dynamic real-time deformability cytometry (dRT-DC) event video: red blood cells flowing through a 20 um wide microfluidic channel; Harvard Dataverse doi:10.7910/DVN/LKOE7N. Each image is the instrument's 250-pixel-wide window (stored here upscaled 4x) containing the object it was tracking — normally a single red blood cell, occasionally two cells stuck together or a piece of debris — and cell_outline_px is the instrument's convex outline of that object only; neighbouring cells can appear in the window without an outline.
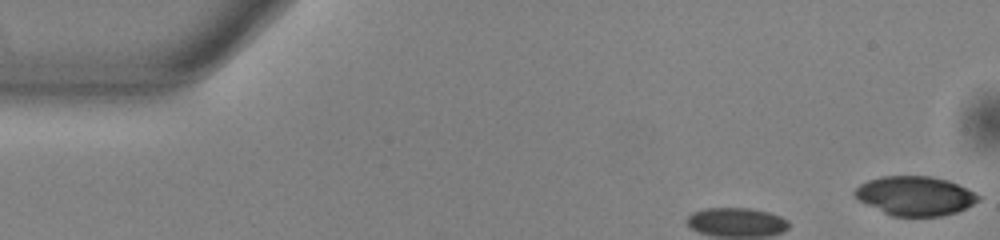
{"species": "common noctule bat (a hibernating species)", "species_latin": "Nyctalus noctula", "temperature_condition": "warm", "stored_images_in_passage": 40, "camera_frame_rate_fps": 3000, "um_per_image_px": 0.085, "animal": {"sex": "male", "body_mass_g": 13.0, "forearm_length_mm": 53.1}, "frame": {"image": 1, "passage_image": 1, "time_ms": 0.0, "image_size_px": [1000, 240], "cell_outline_px": [[980, 200], [956, 212], [940, 216], [892, 216], [860, 200], [852, 192], [860, 184], [868, 180], [880, 176], [932, 176], [948, 180], [980, 196]], "centroid_in_image_um": [77.77, 16.63], "position_along_channel_um": 7.2, "area_um2": 27.8}}
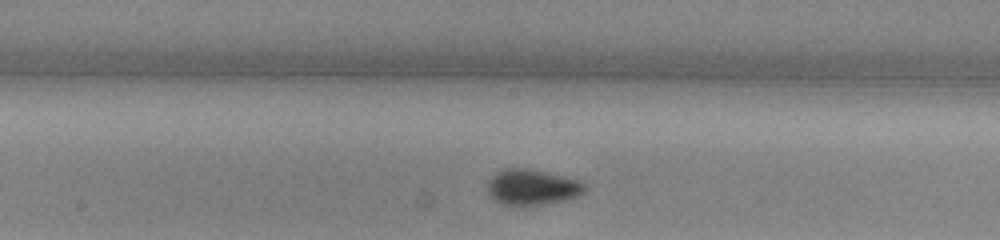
{"frame": {"image": 2, "passage_image": 21, "time_ms": 6.667, "image_size_px": [1000, 240], "cell_outline_px": [[584, 192], [576, 196], [564, 200], [540, 204], [500, 204], [492, 200], [488, 196], [488, 180], [496, 172], [504, 168], [528, 168], [576, 180], [584, 184]], "centroid_in_image_um": [45.14, 15.9], "position_along_channel_um": 203.1, "area_um2": 19.77}}
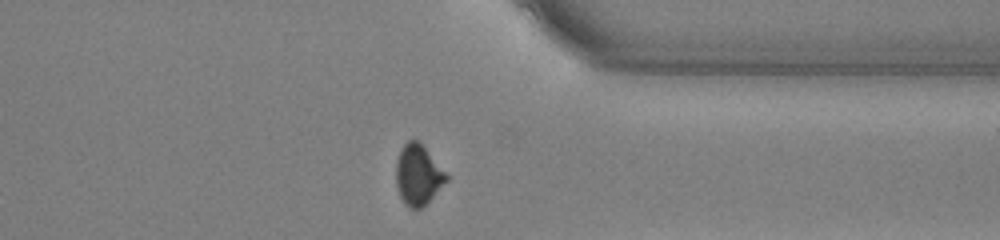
{"frame": {"image": 3, "passage_image": 35, "time_ms": 11.333, "image_size_px": [1000, 240], "cell_outline_px": [[448, 180], [420, 208], [408, 208], [404, 204], [400, 196], [396, 184], [396, 160], [400, 148], [408, 140], [416, 140], [424, 148], [448, 176]], "centroid_in_image_um": [35.49, 14.87], "position_along_channel_um": 375.9, "area_um2": 17.22}, "authors_computed_cell_mechanics": {"area_um2": 19.2474, "velocity_mm_per_s": 3.844, "shape_relaxation_time_tau1_ms": 5.0109, "shape_relaxation_time_tau2_ms": 1.6814, "deformation_change_tau1": 0.0885, "deformation_change_tau2": 0.0514}}